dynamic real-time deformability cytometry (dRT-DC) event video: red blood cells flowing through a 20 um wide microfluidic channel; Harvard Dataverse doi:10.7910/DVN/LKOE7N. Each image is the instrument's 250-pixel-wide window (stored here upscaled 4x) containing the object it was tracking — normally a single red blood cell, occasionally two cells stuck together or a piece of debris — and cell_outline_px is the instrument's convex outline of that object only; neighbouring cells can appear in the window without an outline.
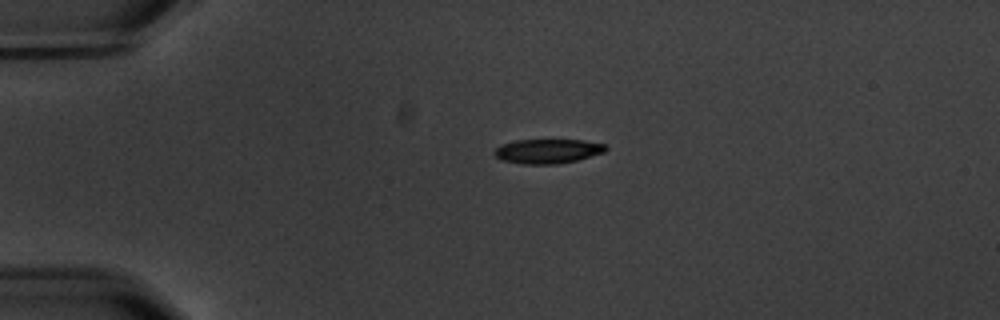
{"species": "common noctule bat (a hibernating species)", "species_latin": "Nyctalus noctula", "temperature_condition": "warm", "stored_images_in_passage": 4, "camera_frame_rate_fps": 3000, "um_per_image_px": 0.085, "animal": {"sex": "male", "body_mass_g": 20.1, "forearm_length_mm": 53.5}, "frame": {"image": 1, "passage_image": 3, "time_ms": 2.333, "image_size_px": [1000, 320], "cell_outline_px": [[608, 148], [604, 152], [576, 160], [556, 164], [524, 164], [500, 160], [492, 152], [500, 144], [516, 140], [584, 140], [604, 144]], "centroid_in_image_um": [46.51, 12.84], "position_along_channel_um": 38.5, "area_um2": 15.84}}